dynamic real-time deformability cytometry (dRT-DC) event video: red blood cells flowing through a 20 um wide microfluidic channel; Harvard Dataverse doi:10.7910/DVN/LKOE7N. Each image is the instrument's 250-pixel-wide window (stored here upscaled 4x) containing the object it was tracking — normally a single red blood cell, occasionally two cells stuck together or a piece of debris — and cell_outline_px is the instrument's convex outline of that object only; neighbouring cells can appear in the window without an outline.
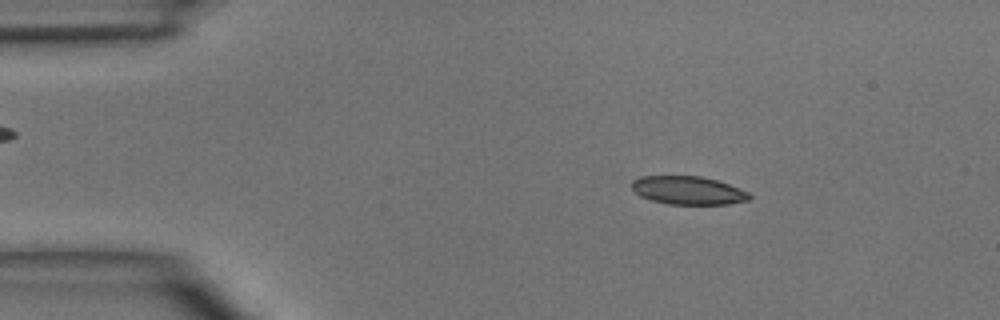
{"species": "common noctule bat (a hibernating species)", "species_latin": "Nyctalus noctula", "temperature_condition": "room temperature", "stored_images_in_passage": 6, "camera_frame_rate_fps": 3000, "um_per_image_px": 0.085, "animal": {"sex": "male", "body_mass_g": 15.6}, "frame": {"image": 1, "passage_image": 2, "time_ms": 1.333, "image_size_px": [1000, 320], "cell_outline_px": [[752, 196], [748, 200], [728, 204], [668, 204], [652, 200], [640, 196], [632, 188], [632, 180], [640, 176], [700, 176], [716, 180], [728, 184], [748, 192]], "centroid_in_image_um": [58.47, 16.18], "position_along_channel_um": 26.5, "area_um2": 19.25}}
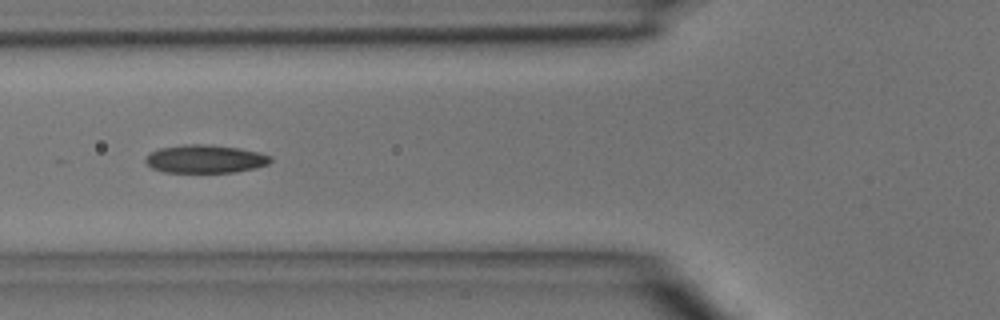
{"frame": {"image": 2, "passage_image": 5, "time_ms": 4.667, "image_size_px": [1000, 320], "cell_outline_px": [[272, 160], [268, 164], [256, 168], [236, 172], [164, 172], [152, 168], [144, 160], [152, 152], [160, 148], [184, 144], [208, 144], [240, 148], [260, 152], [272, 156]], "centroid_in_image_um": [17.49, 13.5], "position_along_channel_um": 108.3, "area_um2": 20.58}}
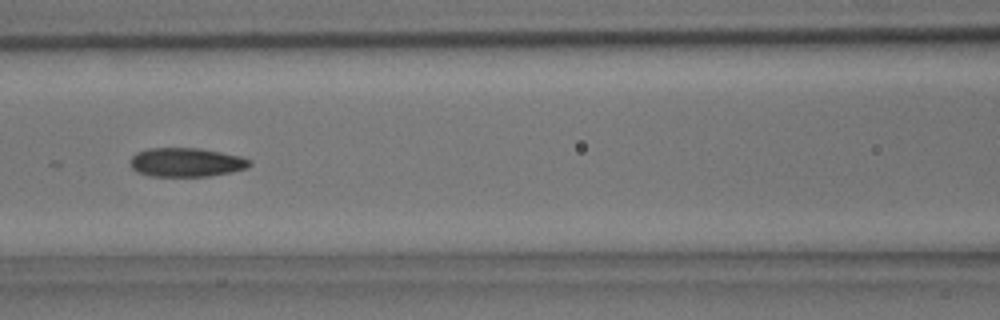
{"frame": {"image": 3, "passage_image": 6, "time_ms": 5.667, "image_size_px": [1000, 320], "cell_outline_px": [[252, 164], [248, 168], [232, 172], [208, 176], [148, 176], [136, 172], [132, 168], [132, 156], [136, 152], [148, 148], [200, 148], [240, 156], [252, 160]], "centroid_in_image_um": [15.85, 13.8], "position_along_channel_um": 150.7, "area_um2": 20.23}}